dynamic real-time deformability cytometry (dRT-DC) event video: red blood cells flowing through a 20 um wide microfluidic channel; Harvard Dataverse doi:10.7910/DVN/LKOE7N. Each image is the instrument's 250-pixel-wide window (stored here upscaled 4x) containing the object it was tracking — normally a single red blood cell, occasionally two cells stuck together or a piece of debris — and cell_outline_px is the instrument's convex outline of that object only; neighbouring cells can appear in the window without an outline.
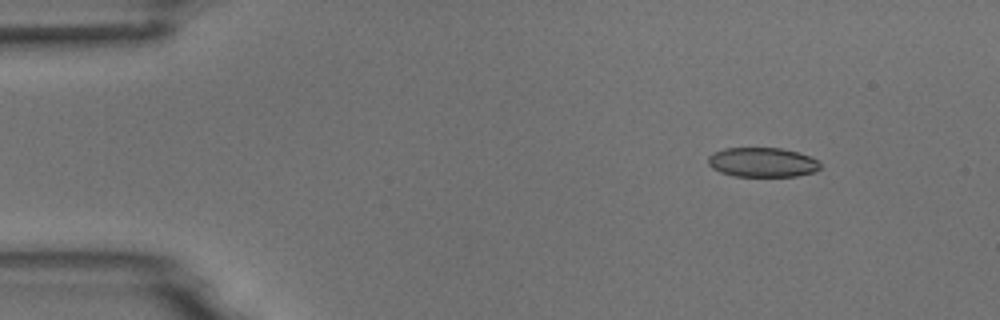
{"species": "common noctule bat (a hibernating species)", "species_latin": "Nyctalus noctula", "temperature_condition": "room temperature", "stored_images_in_passage": 5, "segment_of_instrument_passage": [1, 2], "camera_frame_rate_fps": 3000, "um_per_image_px": 0.085, "animal": {"sex": "male", "body_mass_g": 18.8}, "frame": {"image": 1, "passage_image": 2, "time_ms": 0.333, "image_size_px": [1000, 320], "cell_outline_px": [[820, 168], [812, 172], [796, 176], [732, 176], [720, 172], [712, 168], [708, 164], [708, 156], [712, 152], [724, 148], [780, 148], [796, 152], [808, 156], [816, 160], [820, 164]], "centroid_in_image_um": [64.73, 13.79], "position_along_channel_um": 20.3, "area_um2": 19.19}}
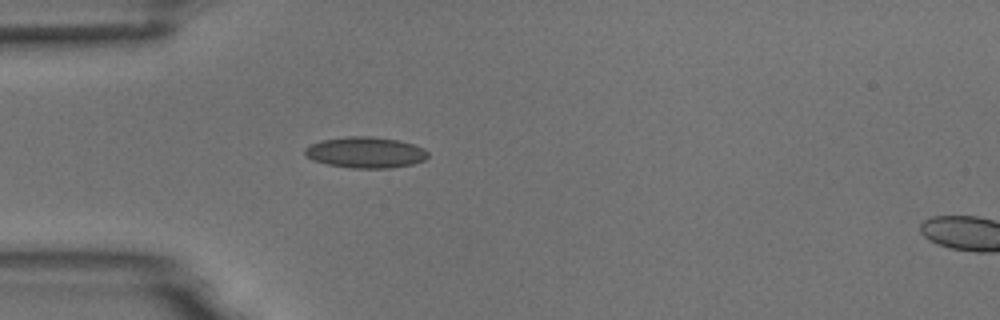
{"frame": {"image": 2, "passage_image": 4, "time_ms": 1.0, "image_size_px": [1000, 320], "cell_outline_px": [[428, 156], [424, 160], [412, 164], [392, 168], [348, 168], [328, 164], [312, 160], [304, 156], [304, 148], [312, 144], [324, 140], [348, 136], [372, 136], [400, 140], [424, 148], [428, 152]], "centroid_in_image_um": [31.07, 12.96], "position_along_channel_um": 53.9, "area_um2": 22.37}}